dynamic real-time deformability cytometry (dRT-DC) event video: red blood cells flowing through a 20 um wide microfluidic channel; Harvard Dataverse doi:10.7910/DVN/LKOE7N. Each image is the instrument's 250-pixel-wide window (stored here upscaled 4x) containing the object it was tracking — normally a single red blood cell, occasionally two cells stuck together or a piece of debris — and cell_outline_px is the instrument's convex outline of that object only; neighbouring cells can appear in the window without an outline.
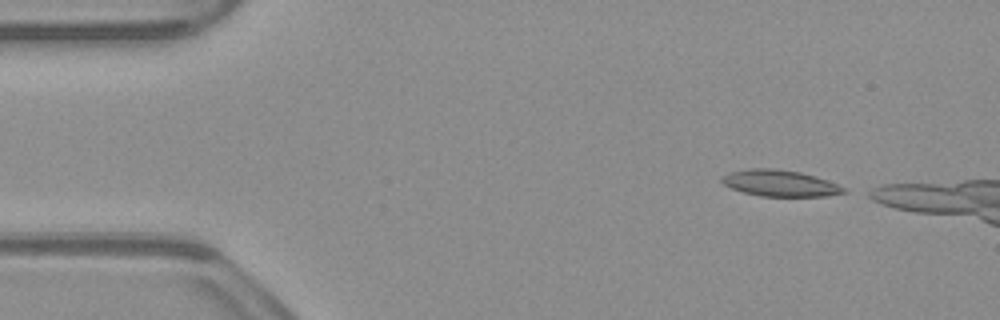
{"species": "common noctule bat (a hibernating species)", "species_latin": "Nyctalus noctula", "temperature_condition": "warm", "stored_images_in_passage": 39, "camera_frame_rate_fps": 3000, "um_per_image_px": 0.085, "animal": {"sex": "male", "body_mass_g": 23.1, "forearm_length_mm": 52.7}, "frame": {"image": 1, "passage_image": 2, "time_ms": 0.333, "image_size_px": [1000, 320], "cell_outline_px": [[848, 192], [828, 196], [760, 196], [744, 192], [732, 188], [724, 184], [720, 180], [720, 176], [728, 172], [748, 168], [772, 168], [800, 172], [816, 176], [828, 180], [848, 188]], "centroid_in_image_um": [66.32, 15.56], "position_along_channel_um": 18.7, "area_um2": 18.96}}
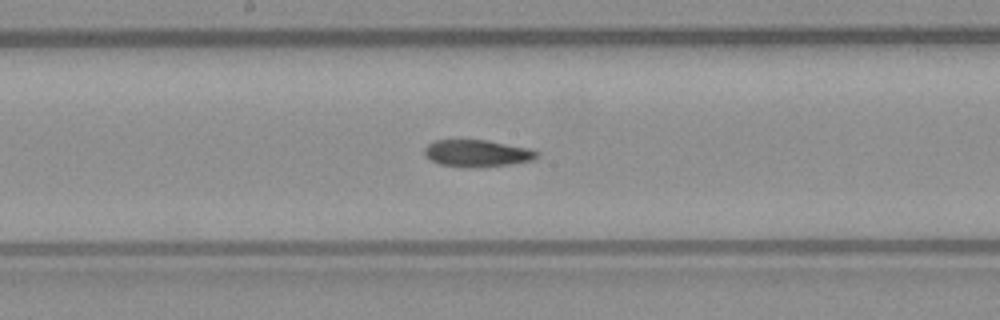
{"frame": {"image": 2, "passage_image": 23, "time_ms": 7.333, "image_size_px": [1000, 320], "cell_outline_px": [[540, 152], [532, 160], [512, 164], [480, 168], [464, 168], [440, 164], [424, 156], [424, 148], [432, 140], [488, 140], [528, 148]], "centroid_in_image_um": [40.53, 13.04], "position_along_channel_um": 207.7, "area_um2": 17.92}}
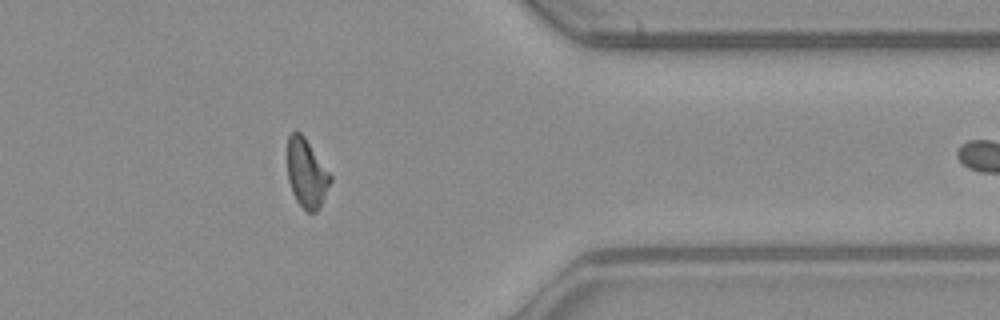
{"frame": {"image": 3, "passage_image": 38, "time_ms": 12.333, "image_size_px": [1000, 320], "cell_outline_px": [[332, 180], [320, 208], [316, 212], [308, 212], [296, 200], [292, 192], [288, 180], [288, 136], [296, 128], [304, 136], [332, 176]], "centroid_in_image_um": [26.06, 14.72], "position_along_channel_um": 385.3, "area_um2": 17.22}}